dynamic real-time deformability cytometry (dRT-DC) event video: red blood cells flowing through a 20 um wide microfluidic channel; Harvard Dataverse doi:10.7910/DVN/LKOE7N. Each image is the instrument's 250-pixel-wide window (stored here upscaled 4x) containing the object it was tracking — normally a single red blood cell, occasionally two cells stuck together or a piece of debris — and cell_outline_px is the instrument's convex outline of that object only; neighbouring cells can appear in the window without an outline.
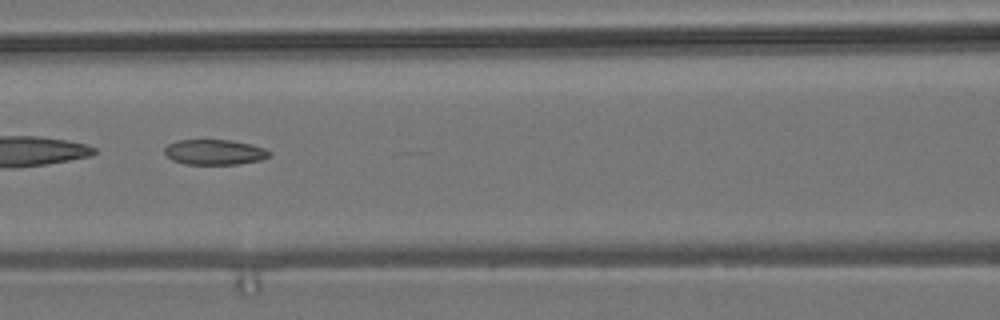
{"species": "common noctule bat (a hibernating species)", "species_latin": "Nyctalus noctula", "temperature_condition": "room temperature", "stored_images_in_passage": 9, "camera_frame_rate_fps": 3000, "um_per_image_px": 0.085, "animal": {"sex": "male", "body_mass_g": 19.2, "forearm_length_mm": 51.8}, "frame": {"image": 1, "passage_image": 7, "time_ms": 6.667, "image_size_px": [1000, 320], "cell_outline_px": [[272, 152], [268, 156], [260, 160], [240, 164], [184, 164], [172, 160], [164, 152], [164, 148], [168, 144], [176, 140], [232, 140], [264, 148]], "centroid_in_image_um": [18.21, 12.93], "position_along_channel_um": 148.4, "area_um2": 15.37}}
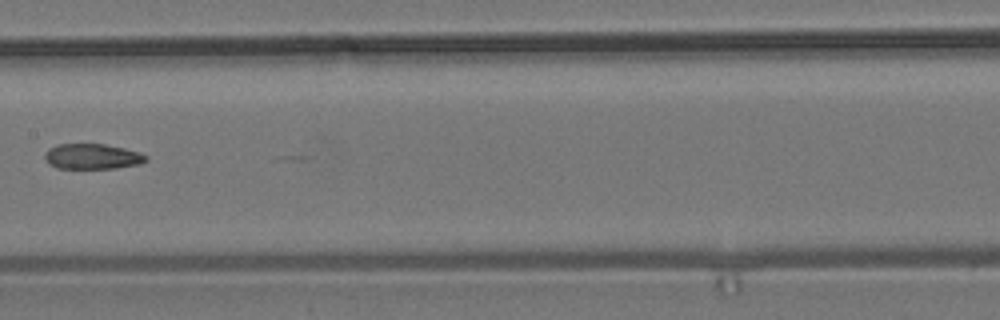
{"frame": {"image": 2, "passage_image": 8, "time_ms": 8.0, "image_size_px": [1000, 320], "cell_outline_px": [[148, 160], [140, 164], [116, 168], [56, 168], [48, 164], [44, 156], [44, 152], [48, 148], [56, 144], [104, 144], [124, 148], [140, 152], [148, 156]], "centroid_in_image_um": [7.83, 13.3], "position_along_channel_um": 199.6, "area_um2": 15.14}}
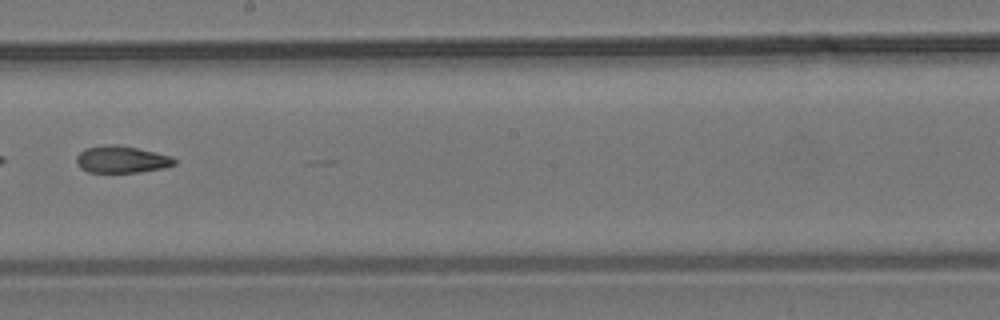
{"frame": {"image": 3, "passage_image": 9, "time_ms": 9.0, "image_size_px": [1000, 320], "cell_outline_px": [[176, 164], [164, 168], [140, 172], [88, 172], [80, 168], [76, 160], [76, 156], [84, 148], [104, 144], [116, 144], [136, 148], [172, 156], [176, 160]], "centroid_in_image_um": [10.32, 13.55], "position_along_channel_um": 237.9, "area_um2": 15.49}}